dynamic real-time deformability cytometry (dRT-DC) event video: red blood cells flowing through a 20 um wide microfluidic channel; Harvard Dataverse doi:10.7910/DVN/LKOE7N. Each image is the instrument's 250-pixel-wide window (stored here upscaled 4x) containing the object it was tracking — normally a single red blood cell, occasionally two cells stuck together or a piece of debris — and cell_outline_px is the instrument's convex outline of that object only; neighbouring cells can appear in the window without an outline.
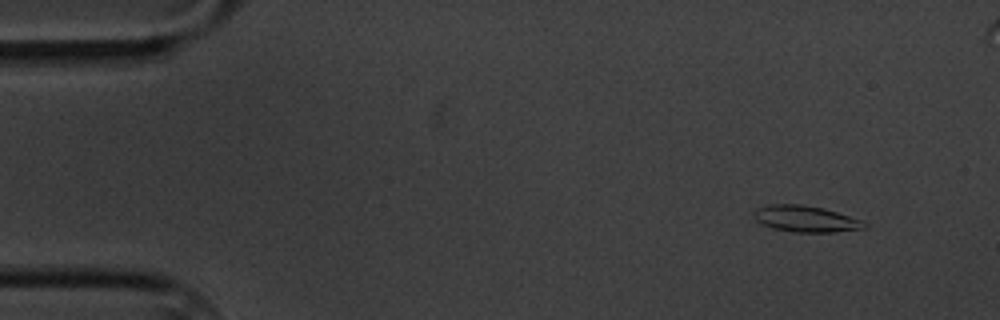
{"species": "common noctule bat (a hibernating species)", "species_latin": "Nyctalus noctula", "temperature_condition": "cold", "stored_images_in_passage": 5, "camera_frame_rate_fps": 3000, "um_per_image_px": 0.085, "animal": {"sex": "male", "body_mass_g": 20.1, "forearm_length_mm": 53.5}, "frame": {"image": 1, "passage_image": 1, "time_ms": 0.0, "image_size_px": [1000, 320], "cell_outline_px": [[868, 228], [836, 232], [792, 232], [772, 228], [756, 220], [752, 212], [756, 208], [772, 204], [800, 204], [824, 208], [864, 220], [868, 224]], "centroid_in_image_um": [68.54, 18.6], "position_along_channel_um": 16.5, "area_um2": 17.17}}